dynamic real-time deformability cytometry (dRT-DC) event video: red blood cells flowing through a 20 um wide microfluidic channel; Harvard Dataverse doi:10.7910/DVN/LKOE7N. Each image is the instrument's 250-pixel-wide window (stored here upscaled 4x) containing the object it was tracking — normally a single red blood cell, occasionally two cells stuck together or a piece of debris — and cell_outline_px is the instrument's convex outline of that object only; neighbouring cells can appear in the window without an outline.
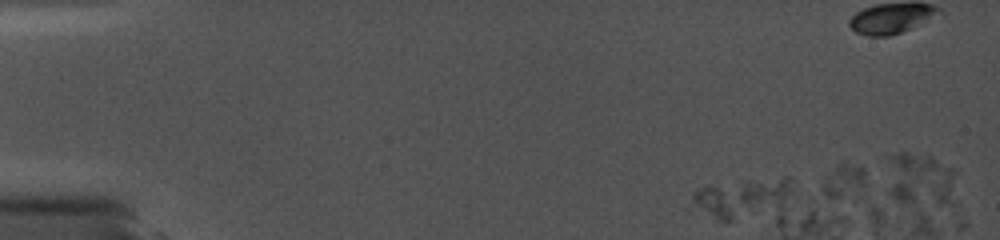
{"species": "common noctule bat (a hibernating species)", "species_latin": "Nyctalus noctula", "temperature_condition": "cold", "stored_images_in_passage": 3, "camera_frame_rate_fps": 5000, "um_per_image_px": 0.085, "animal": {"sex": "female", "body_mass_g": 19.0, "forearm_length_mm": 56.7}, "frame": {"image": 1, "passage_image": 3, "time_ms": 1.2, "image_size_px": [1000, 240], "cell_outline_px": [[956, 204], [940, 204], [900, 168], [892, 160], [892, 156], [900, 152], [908, 152], [932, 156], [952, 168], [956, 172]], "centroid_in_image_um": [79.02, 14.91], "position_along_channel_um": 6.0, "area_um2": 14.1}}